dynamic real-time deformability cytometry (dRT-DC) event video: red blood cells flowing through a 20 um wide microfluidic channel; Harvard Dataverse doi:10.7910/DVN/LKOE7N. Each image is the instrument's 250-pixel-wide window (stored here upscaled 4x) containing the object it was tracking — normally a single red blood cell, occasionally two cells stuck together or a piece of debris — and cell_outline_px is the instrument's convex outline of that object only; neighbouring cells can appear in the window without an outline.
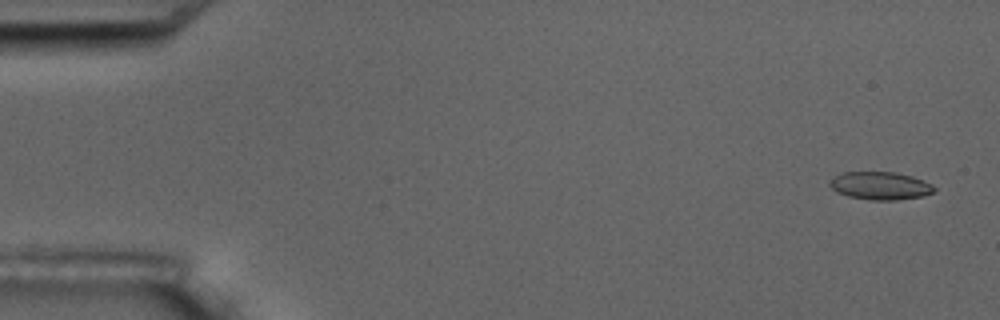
{"species": "common noctule bat (a hibernating species)", "species_latin": "Nyctalus noctula", "temperature_condition": "room temperature", "stored_images_in_passage": 5, "camera_frame_rate_fps": 3000, "um_per_image_px": 0.085, "animal": {"sex": "male", "body_mass_g": 17.5, "forearm_length_mm": 52.3}, "frame": {"image": 1, "passage_image": 1, "time_ms": 0.0, "image_size_px": [1000, 320], "cell_outline_px": [[936, 192], [924, 196], [896, 200], [868, 200], [848, 196], [836, 192], [828, 184], [828, 180], [832, 176], [844, 172], [896, 172], [912, 176], [932, 184], [936, 188]], "centroid_in_image_um": [74.81, 15.79], "position_along_channel_um": 10.2, "area_um2": 17.28}}